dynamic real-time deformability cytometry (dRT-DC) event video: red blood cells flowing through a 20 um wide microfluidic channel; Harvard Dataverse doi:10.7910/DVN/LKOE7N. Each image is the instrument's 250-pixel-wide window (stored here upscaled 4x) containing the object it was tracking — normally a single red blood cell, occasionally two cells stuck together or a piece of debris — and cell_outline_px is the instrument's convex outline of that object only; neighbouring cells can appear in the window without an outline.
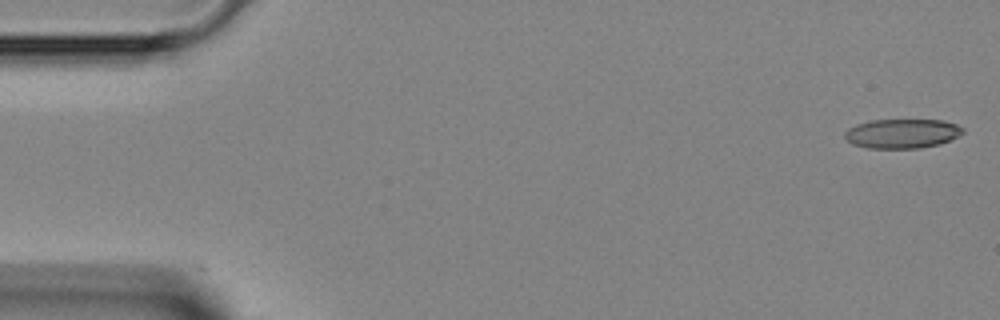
{"species": "Egyptian fruit bat (a non-hibernating species)", "species_latin": "Rousettus aegyptiacus", "temperature_condition": "room temperature", "stored_images_in_passage": 7, "camera_frame_rate_fps": 3000, "um_per_image_px": 0.085, "animal": {"sex": "female"}, "frame": {"image": 1, "passage_image": 1, "time_ms": 0.0, "image_size_px": [1000, 320], "cell_outline_px": [[964, 132], [940, 144], [920, 148], [868, 148], [852, 144], [844, 136], [844, 132], [848, 128], [856, 124], [872, 120], [944, 120], [956, 124], [964, 128]], "centroid_in_image_um": [76.66, 11.35], "position_along_channel_um": 8.3, "area_um2": 20.17}}